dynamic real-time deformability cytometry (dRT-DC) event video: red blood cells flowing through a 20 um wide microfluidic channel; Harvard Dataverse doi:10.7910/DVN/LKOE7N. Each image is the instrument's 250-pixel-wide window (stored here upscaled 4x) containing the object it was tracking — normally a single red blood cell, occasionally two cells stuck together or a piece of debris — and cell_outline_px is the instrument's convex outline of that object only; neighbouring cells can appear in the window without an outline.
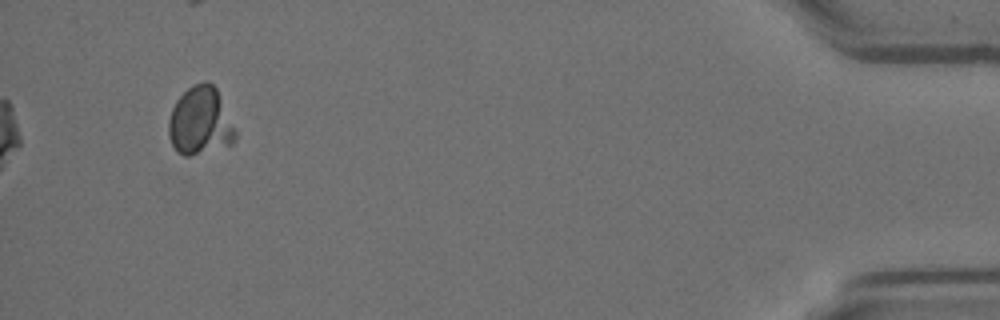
{"species": "Egyptian fruit bat (a non-hibernating species)", "species_latin": "Rousettus aegyptiacus", "temperature_condition": "room temperature", "stored_images_in_passage": 35, "camera_frame_rate_fps": 3000, "um_per_image_px": 0.085, "animal": {"sex": "female"}, "frame": {"image": 1, "passage_image": 35, "time_ms": 11.333, "image_size_px": [1000, 320], "cell_outline_px": [[236, 140], [232, 144], [188, 156], [184, 156], [176, 152], [168, 136], [168, 120], [172, 108], [176, 100], [192, 84], [204, 80], [208, 80], [216, 88], [236, 132]], "centroid_in_image_um": [16.99, 10.29], "position_along_channel_um": 418.2, "area_um2": 26.41}}